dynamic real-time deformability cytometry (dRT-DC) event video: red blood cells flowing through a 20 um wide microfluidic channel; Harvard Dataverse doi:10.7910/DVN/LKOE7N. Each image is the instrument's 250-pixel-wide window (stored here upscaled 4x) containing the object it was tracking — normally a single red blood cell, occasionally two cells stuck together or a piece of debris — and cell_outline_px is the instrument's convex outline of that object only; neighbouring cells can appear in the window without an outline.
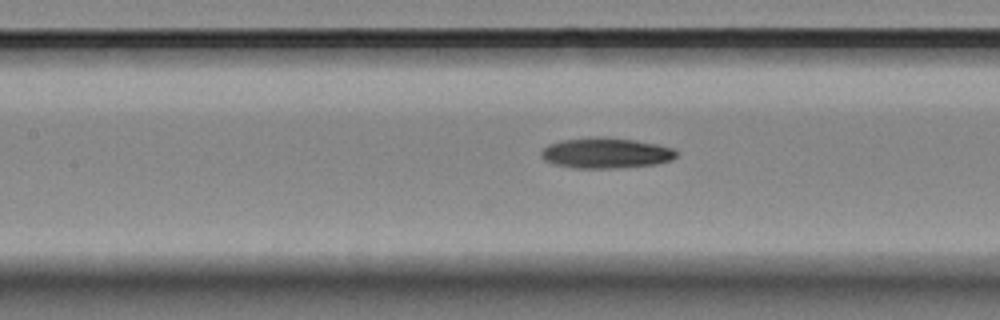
{"species": "Egyptian fruit bat (a non-hibernating species)", "species_latin": "Rousettus aegyptiacus", "temperature_condition": "room temperature", "stored_images_in_passage": 9, "camera_frame_rate_fps": 3000, "um_per_image_px": 0.085, "animal": {"sex": "female"}, "frame": {"image": 1, "passage_image": 9, "time_ms": 2.667, "image_size_px": [1000, 320], "cell_outline_px": [[676, 156], [672, 160], [656, 164], [616, 168], [572, 168], [552, 164], [544, 160], [540, 156], [540, 152], [548, 144], [560, 140], [592, 136], [600, 136], [632, 140], [656, 144], [672, 148], [676, 152]], "centroid_in_image_um": [51.43, 13.01], "position_along_channel_um": 156.0, "area_um2": 24.22}}